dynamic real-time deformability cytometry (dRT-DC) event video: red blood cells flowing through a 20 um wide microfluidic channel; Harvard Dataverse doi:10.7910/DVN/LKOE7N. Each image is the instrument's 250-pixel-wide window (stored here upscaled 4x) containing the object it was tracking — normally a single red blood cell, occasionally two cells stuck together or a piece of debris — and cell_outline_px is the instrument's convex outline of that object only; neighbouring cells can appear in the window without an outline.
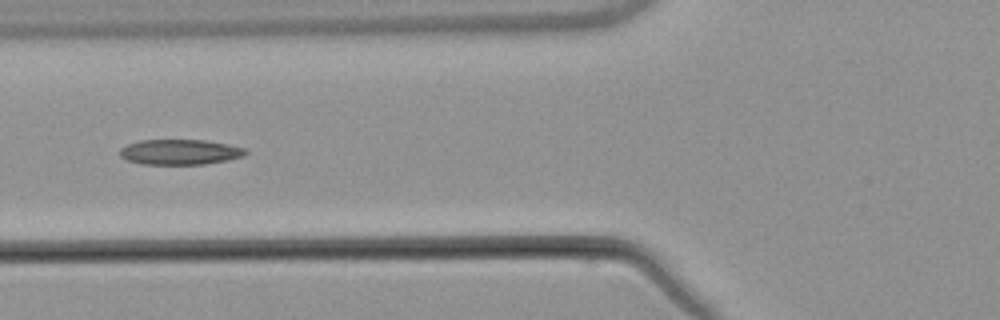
{"species": "common noctule bat (a hibernating species)", "species_latin": "Nyctalus noctula", "temperature_condition": "warm", "stored_images_in_passage": 5, "camera_frame_rate_fps": 3000, "um_per_image_px": 0.085, "animal": {"sex": "male", "body_mass_g": 21.5, "forearm_length_mm": 52.0}, "frame": {"image": 1, "passage_image": 5, "time_ms": 6.333, "image_size_px": [1000, 320], "cell_outline_px": [[248, 152], [244, 156], [228, 160], [204, 164], [140, 164], [128, 160], [120, 156], [120, 148], [128, 144], [140, 140], [204, 140], [228, 144], [248, 148]], "centroid_in_image_um": [15.33, 12.92], "position_along_channel_um": 110.5, "area_um2": 18.61}}